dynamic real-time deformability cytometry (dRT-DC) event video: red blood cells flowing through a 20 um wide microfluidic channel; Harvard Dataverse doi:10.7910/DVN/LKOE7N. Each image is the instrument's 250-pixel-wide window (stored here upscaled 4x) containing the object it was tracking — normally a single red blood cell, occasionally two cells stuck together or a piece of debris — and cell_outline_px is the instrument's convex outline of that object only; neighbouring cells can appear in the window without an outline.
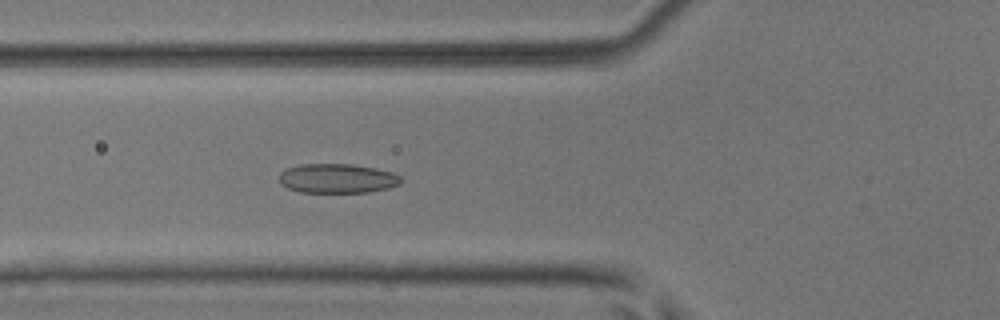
{"species": "common noctule bat (a hibernating species)", "species_latin": "Nyctalus noctula", "temperature_condition": "room temperature", "stored_images_in_passage": 46, "camera_frame_rate_fps": 3000, "um_per_image_px": 0.085, "animal": {"sex": "male", "body_mass_g": 17.9, "forearm_length_mm": 54.2}, "frame": {"image": 1, "passage_image": 15, "time_ms": 4.667, "image_size_px": [1000, 320], "cell_outline_px": [[400, 184], [388, 188], [368, 192], [300, 192], [288, 188], [280, 184], [280, 172], [288, 168], [300, 164], [352, 164], [376, 168], [392, 172], [400, 176]], "centroid_in_image_um": [28.66, 15.16], "position_along_channel_um": 97.1, "area_um2": 20.81}}
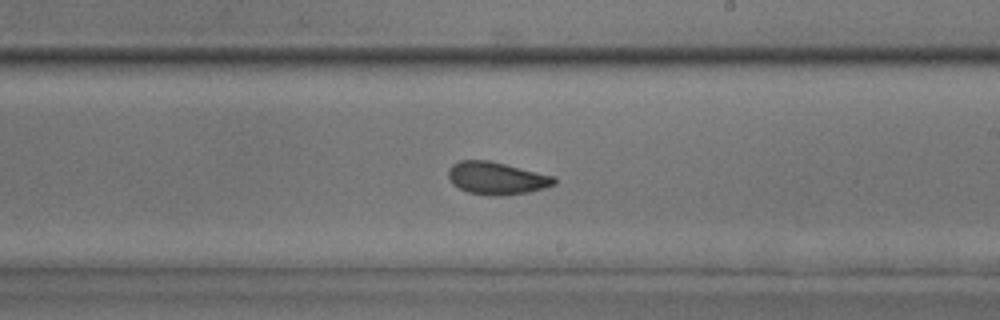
{"frame": {"image": 2, "passage_image": 26, "time_ms": 8.333, "image_size_px": [1000, 320], "cell_outline_px": [[556, 184], [544, 188], [528, 192], [504, 196], [488, 196], [468, 192], [452, 184], [448, 176], [448, 168], [452, 164], [460, 160], [488, 160], [556, 176]], "centroid_in_image_um": [42.21, 15.15], "position_along_channel_um": 246.8, "area_um2": 20.29}}
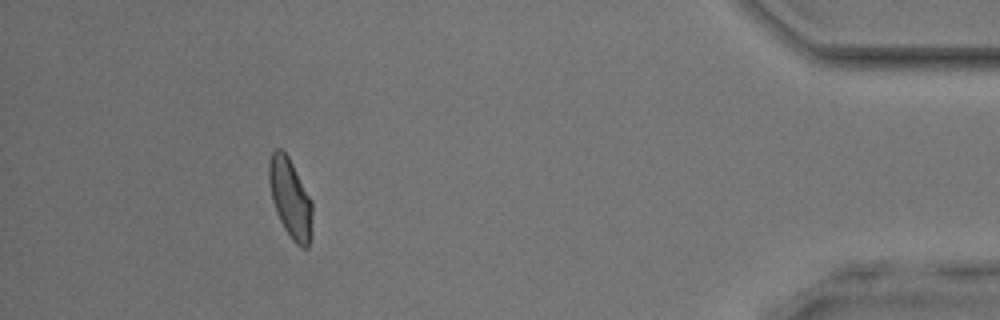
{"frame": {"image": 3, "passage_image": 42, "time_ms": 13.667, "image_size_px": [1000, 320], "cell_outline_px": [[312, 212], [308, 248], [300, 248], [292, 240], [284, 228], [276, 212], [272, 200], [268, 180], [268, 164], [272, 152], [276, 148], [280, 148], [288, 156], [312, 200]], "centroid_in_image_um": [24.65, 16.84], "position_along_channel_um": 410.5, "area_um2": 19.94}, "authors_computed_cell_mechanics": {"area_um2": 20.23, "velocity_mm_per_s": 4.0877, "shape_relaxation_time_tau1_ms": 6.0217, "shape_relaxation_time_tau2_ms": 2.0066, "deformation_change_tau1": 0.141, "deformation_change_tau2": 0.0642}}